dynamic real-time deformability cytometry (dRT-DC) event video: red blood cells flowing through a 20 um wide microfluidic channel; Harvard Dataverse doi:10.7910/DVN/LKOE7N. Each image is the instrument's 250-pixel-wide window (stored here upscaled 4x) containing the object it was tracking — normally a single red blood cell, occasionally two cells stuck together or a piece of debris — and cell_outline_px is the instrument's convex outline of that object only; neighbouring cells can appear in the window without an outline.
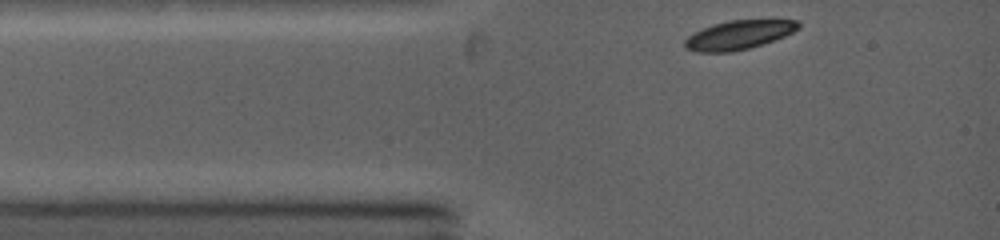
{"species": "common noctule bat (a hibernating species)", "species_latin": "Nyctalus noctula", "temperature_condition": "warm", "stored_images_in_passage": 30, "camera_frame_rate_fps": 5000, "um_per_image_px": 0.085, "animal": {"sex": "female", "body_mass_g": 19.0, "forearm_length_mm": 53.3}, "frame": {"image": 1, "passage_image": 1, "time_ms": 0.0, "image_size_px": [1000, 240], "cell_outline_px": [[800, 28], [784, 36], [748, 48], [732, 52], [696, 52], [684, 48], [684, 40], [688, 36], [712, 24], [728, 20], [800, 20]], "centroid_in_image_um": [62.77, 2.96], "position_along_channel_um": 22.2, "area_um2": 19.02}}
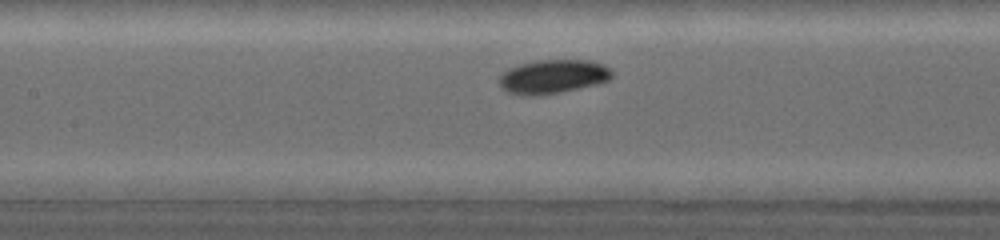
{"frame": {"image": 2, "passage_image": 22, "time_ms": 3.8, "image_size_px": [1000, 240], "cell_outline_px": [[612, 76], [608, 80], [596, 84], [560, 92], [532, 96], [508, 92], [500, 84], [500, 76], [508, 68], [520, 64], [540, 60], [588, 60], [604, 64], [612, 72]], "centroid_in_image_um": [47.02, 6.5], "position_along_channel_um": 160.4, "area_um2": 21.91}}
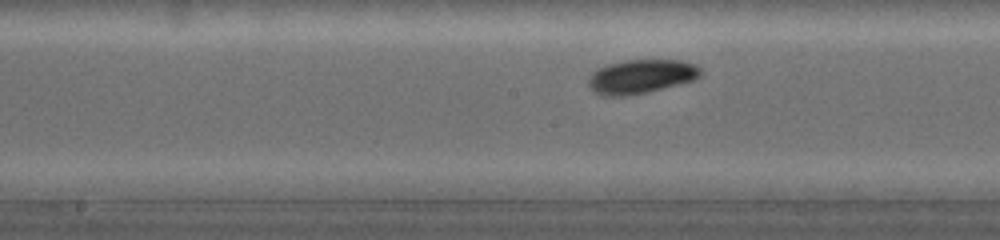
{"frame": {"image": 3, "passage_image": 26, "time_ms": 4.6, "image_size_px": [1000, 240], "cell_outline_px": [[700, 76], [692, 80], [648, 92], [628, 96], [600, 96], [592, 92], [588, 84], [588, 80], [592, 72], [608, 64], [624, 60], [680, 60], [696, 64], [700, 68]], "centroid_in_image_um": [54.44, 6.51], "position_along_channel_um": 193.8, "area_um2": 22.25}}